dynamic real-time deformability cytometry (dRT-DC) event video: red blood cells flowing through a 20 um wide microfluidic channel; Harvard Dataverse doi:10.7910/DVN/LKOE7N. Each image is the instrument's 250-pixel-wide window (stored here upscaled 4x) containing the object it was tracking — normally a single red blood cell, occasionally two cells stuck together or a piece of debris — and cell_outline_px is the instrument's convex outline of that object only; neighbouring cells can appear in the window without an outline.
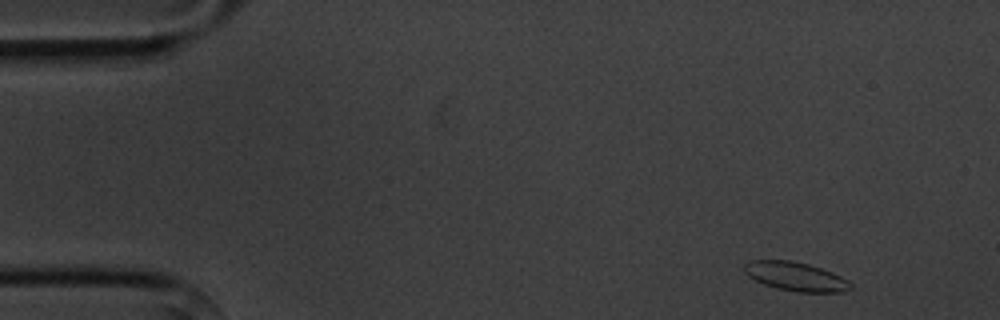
{"species": "common noctule bat (a hibernating species)", "species_latin": "Nyctalus noctula", "temperature_condition": "cold", "stored_images_in_passage": 4, "camera_frame_rate_fps": 3000, "um_per_image_px": 0.085, "animal": {"sex": "male", "body_mass_g": 20.1, "forearm_length_mm": 53.5}, "frame": {"image": 1, "passage_image": 1, "time_ms": 0.0, "image_size_px": [1000, 320], "cell_outline_px": [[852, 288], [844, 292], [796, 292], [776, 288], [764, 284], [748, 276], [744, 272], [744, 264], [752, 260], [792, 260], [808, 264], [832, 272], [848, 280], [852, 284]], "centroid_in_image_um": [67.64, 23.5], "position_along_channel_um": 17.4, "area_um2": 17.92}}
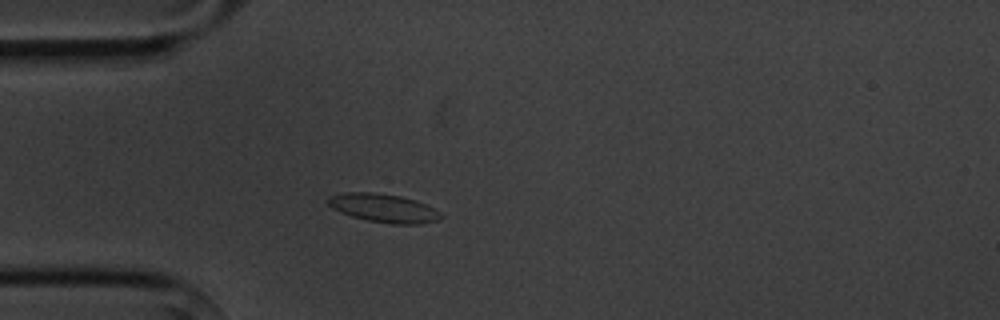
{"frame": {"image": 2, "passage_image": 4, "time_ms": 3.333, "image_size_px": [1000, 320], "cell_outline_px": [[444, 216], [440, 220], [420, 224], [392, 224], [368, 220], [352, 216], [340, 212], [332, 208], [328, 204], [328, 196], [344, 192], [372, 192], [400, 196], [416, 200], [440, 212]], "centroid_in_image_um": [32.61, 17.69], "position_along_channel_um": 52.4, "area_um2": 18.73}}